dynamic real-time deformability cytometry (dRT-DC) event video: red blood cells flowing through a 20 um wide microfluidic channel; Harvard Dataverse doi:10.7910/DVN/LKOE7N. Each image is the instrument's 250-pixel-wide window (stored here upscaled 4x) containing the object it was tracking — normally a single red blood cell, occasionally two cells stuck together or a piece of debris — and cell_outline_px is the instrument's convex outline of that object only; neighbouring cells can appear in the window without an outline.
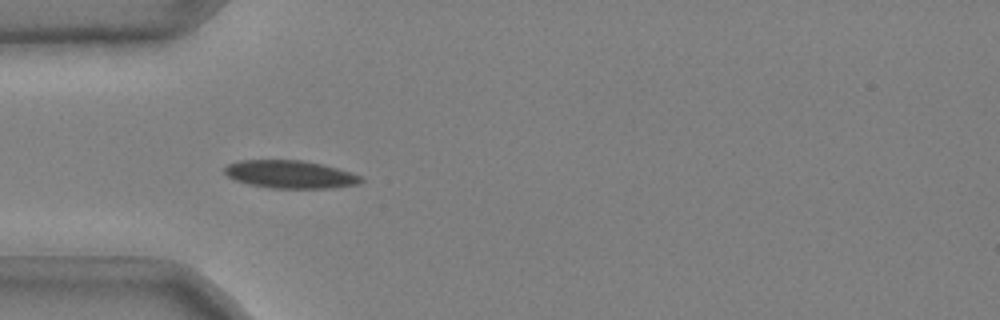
{"species": "common noctule bat (a hibernating species)", "species_latin": "Nyctalus noctula", "temperature_condition": "cold", "stored_images_in_passage": 51, "camera_frame_rate_fps": 3000, "um_per_image_px": 0.085, "animal": {"sex": "male", "body_mass_g": 20.4}, "frame": {"image": 1, "passage_image": 15, "time_ms": 4.667, "image_size_px": [1000, 320], "cell_outline_px": [[364, 180], [360, 184], [332, 188], [272, 188], [248, 184], [236, 180], [228, 176], [224, 172], [224, 168], [228, 164], [240, 160], [300, 160], [320, 164], [352, 172], [364, 176]], "centroid_in_image_um": [24.71, 14.82], "position_along_channel_um": 60.3, "area_um2": 22.2}}
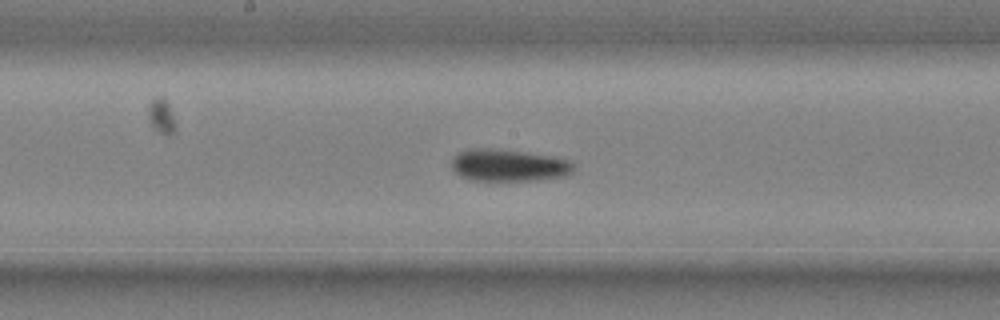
{"frame": {"image": 2, "passage_image": 27, "time_ms": 8.667, "image_size_px": [1000, 320], "cell_outline_px": [[572, 172], [568, 176], [540, 180], [468, 180], [460, 176], [452, 168], [452, 156], [460, 152], [472, 148], [492, 148], [556, 156], [568, 160], [572, 164]], "centroid_in_image_um": [43.23, 14.05], "position_along_channel_um": 205.0, "area_um2": 22.95}}
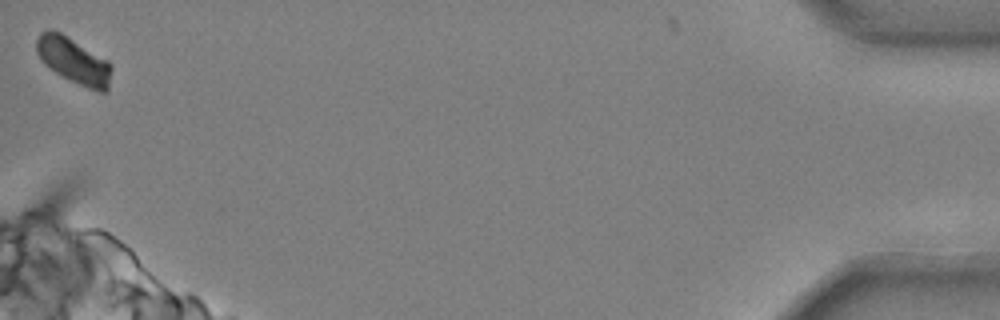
{"frame": {"image": 3, "passage_image": 51, "time_ms": 16.667, "image_size_px": [1000, 320], "cell_outline_px": [[112, 68], [108, 92], [100, 92], [88, 88], [48, 68], [40, 60], [36, 52], [36, 40], [40, 32], [48, 28], [52, 28], [60, 32], [108, 60]], "centroid_in_image_um": [6.24, 5.13], "position_along_channel_um": 429.0, "area_um2": 20.17}, "authors_computed_cell_mechanics": {"area_um2": 22.0218, "velocity_mm_per_s": 3.6739, "shape_relaxation_time_tau1_ms": 6.2145, "shape_relaxation_time_tau2_ms": null, "deformation_change_tau1": 0.1352, "deformation_change_tau2": null}}